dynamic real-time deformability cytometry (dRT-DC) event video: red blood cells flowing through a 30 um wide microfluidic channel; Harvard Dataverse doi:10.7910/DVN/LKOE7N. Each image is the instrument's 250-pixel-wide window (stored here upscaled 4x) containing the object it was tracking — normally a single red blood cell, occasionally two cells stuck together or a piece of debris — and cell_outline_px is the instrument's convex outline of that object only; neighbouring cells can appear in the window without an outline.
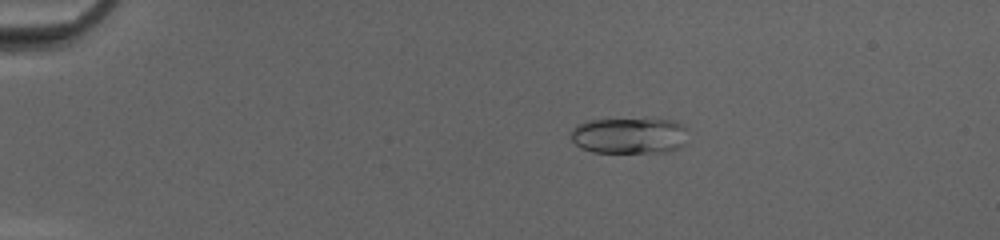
{"species": "common noctule bat (a hibernating species)", "species_latin": "Nyctalus noctula", "temperature_condition": "cold", "stored_images_in_passage": 51, "camera_frame_rate_fps": 3000, "um_per_image_px": 0.085, "animal": {"sex": "female", "body_mass_g": 20.0, "forearm_length_mm": 54.0}, "frame": {"image": 1, "passage_image": 11, "time_ms": 3.333, "image_size_px": [1000, 240], "cell_outline_px": [[688, 144], [680, 148], [668, 152], [592, 152], [580, 148], [572, 140], [572, 128], [576, 124], [584, 120], [676, 120], [688, 128]], "centroid_in_image_um": [53.56, 11.54], "position_along_channel_um": 31.4, "area_um2": 25.03}}
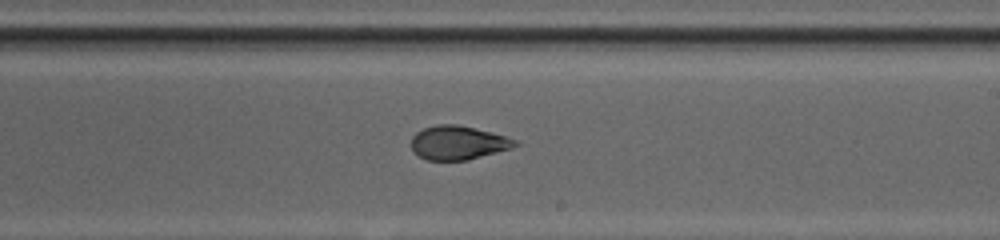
{"frame": {"image": 2, "passage_image": 32, "time_ms": 10.333, "image_size_px": [1000, 240], "cell_outline_px": [[520, 144], [512, 148], [468, 160], [424, 160], [412, 152], [412, 136], [416, 132], [424, 128], [436, 124], [456, 124], [492, 132], [516, 140]], "centroid_in_image_um": [38.91, 12.14], "position_along_channel_um": 250.1, "area_um2": 20.58}}
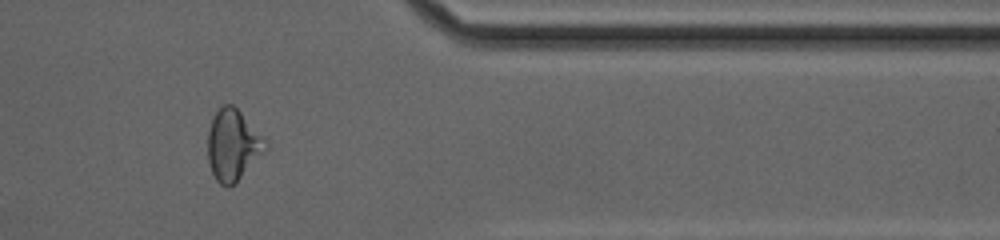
{"frame": {"image": 3, "passage_image": 43, "time_ms": 14.0, "image_size_px": [1000, 240], "cell_outline_px": [[268, 148], [228, 188], [220, 184], [216, 180], [212, 172], [208, 160], [208, 128], [212, 116], [224, 104], [232, 104], [264, 136], [268, 144]], "centroid_in_image_um": [19.78, 12.3], "position_along_channel_um": 391.6, "area_um2": 23.58}, "authors_computed_cell_mechanics": {"area_um2": 23.7558, "velocity_mm_per_s": 4.1998, "shape_relaxation_time_tau1_ms": 6.4514, "shape_relaxation_time_tau2_ms": 1.1324, "deformation_change_tau1": 0.2123, "deformation_change_tau2": 0.0697}}